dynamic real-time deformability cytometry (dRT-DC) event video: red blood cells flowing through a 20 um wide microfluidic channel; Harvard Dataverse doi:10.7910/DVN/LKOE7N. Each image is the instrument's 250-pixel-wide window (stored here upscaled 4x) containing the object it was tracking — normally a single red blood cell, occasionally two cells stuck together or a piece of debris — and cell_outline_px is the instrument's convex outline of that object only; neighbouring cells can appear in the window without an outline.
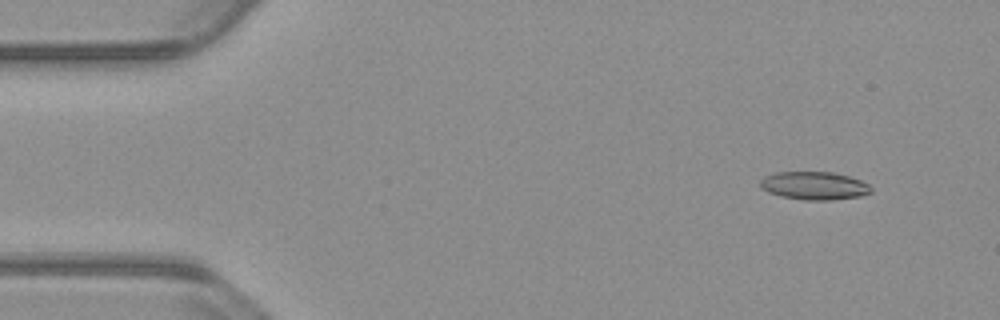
{"species": "common noctule bat (a hibernating species)", "species_latin": "Nyctalus noctula", "temperature_condition": "warm", "stored_images_in_passage": 54, "camera_frame_rate_fps": 3000, "um_per_image_px": 0.085, "animal": {"sex": "male", "body_mass_g": 23.1, "forearm_length_mm": 52.7}, "frame": {"image": 1, "passage_image": 5, "time_ms": 1.333, "image_size_px": [1000, 320], "cell_outline_px": [[872, 192], [860, 196], [832, 200], [804, 200], [780, 196], [768, 192], [760, 188], [760, 180], [764, 176], [776, 172], [836, 172], [860, 180], [868, 184], [872, 188]], "centroid_in_image_um": [69.2, 15.78], "position_along_channel_um": 15.8, "area_um2": 18.26}}
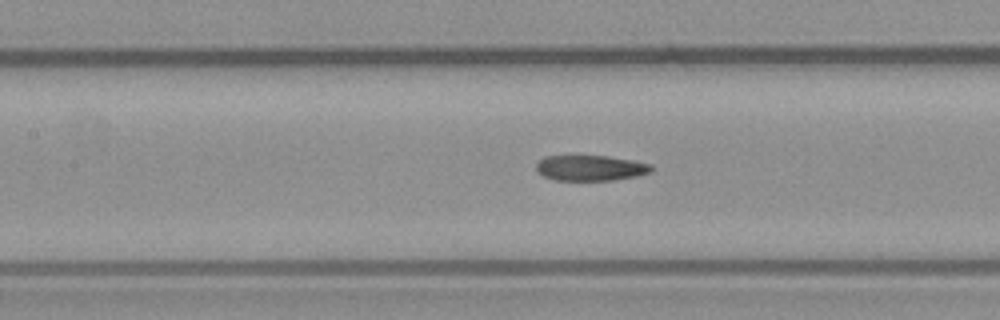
{"frame": {"image": 2, "passage_image": 24, "time_ms": 7.667, "image_size_px": [1000, 320], "cell_outline_px": [[652, 172], [636, 176], [612, 180], [552, 180], [544, 176], [536, 168], [536, 164], [544, 156], [608, 156], [636, 160], [652, 164]], "centroid_in_image_um": [50.23, 14.27], "position_along_channel_um": 157.2, "area_um2": 17.17}}
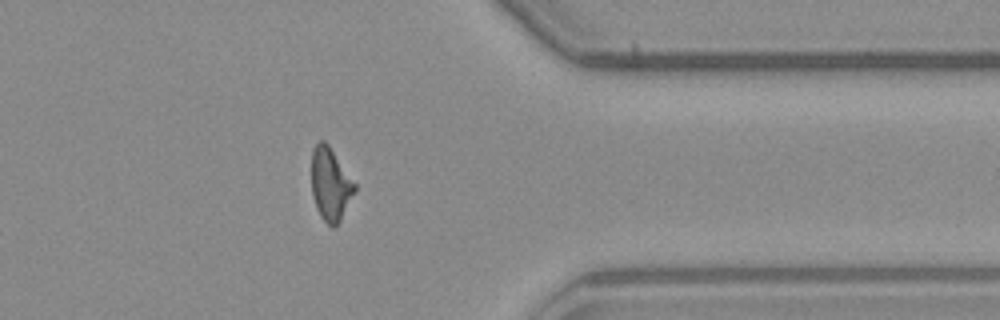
{"frame": {"image": 3, "passage_image": 43, "time_ms": 14.0, "image_size_px": [1000, 320], "cell_outline_px": [[356, 188], [340, 220], [332, 228], [320, 216], [316, 208], [312, 196], [312, 148], [320, 140], [324, 140], [328, 144], [356, 184]], "centroid_in_image_um": [28.06, 15.64], "position_along_channel_um": 383.3, "area_um2": 18.09}, "authors_computed_cell_mechanics": {"area_um2": 18.2648, "velocity_mm_per_s": 3.8172, "shape_relaxation_time_tau1_ms": null, "shape_relaxation_time_tau2_ms": 4.6287, "deformation_change_tau1": null, "deformation_change_tau2": 0.134}}